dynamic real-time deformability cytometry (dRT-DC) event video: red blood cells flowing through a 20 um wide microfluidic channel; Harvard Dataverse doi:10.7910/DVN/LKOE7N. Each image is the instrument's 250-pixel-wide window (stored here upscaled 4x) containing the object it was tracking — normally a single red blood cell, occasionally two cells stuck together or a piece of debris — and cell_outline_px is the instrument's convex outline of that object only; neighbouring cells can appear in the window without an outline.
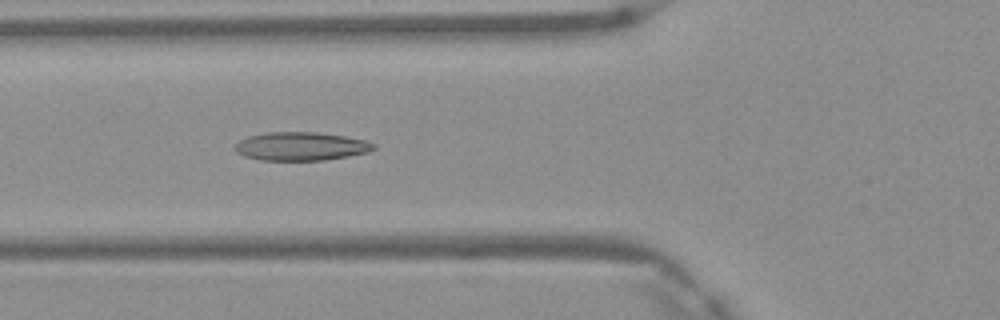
{"species": "Egyptian fruit bat (a non-hibernating species)", "species_latin": "Rousettus aegyptiacus", "temperature_condition": "warm", "stored_images_in_passage": 6, "camera_frame_rate_fps": 3000, "um_per_image_px": 0.085, "frame": {"image": 1, "passage_image": 6, "time_ms": 1.667, "image_size_px": [1000, 320], "cell_outline_px": [[376, 148], [368, 152], [348, 156], [324, 160], [260, 160], [244, 156], [236, 152], [232, 148], [240, 140], [248, 136], [268, 132], [316, 132], [344, 136], [364, 140], [376, 144]], "centroid_in_image_um": [25.56, 12.44], "position_along_channel_um": 100.2, "area_um2": 23.0}}